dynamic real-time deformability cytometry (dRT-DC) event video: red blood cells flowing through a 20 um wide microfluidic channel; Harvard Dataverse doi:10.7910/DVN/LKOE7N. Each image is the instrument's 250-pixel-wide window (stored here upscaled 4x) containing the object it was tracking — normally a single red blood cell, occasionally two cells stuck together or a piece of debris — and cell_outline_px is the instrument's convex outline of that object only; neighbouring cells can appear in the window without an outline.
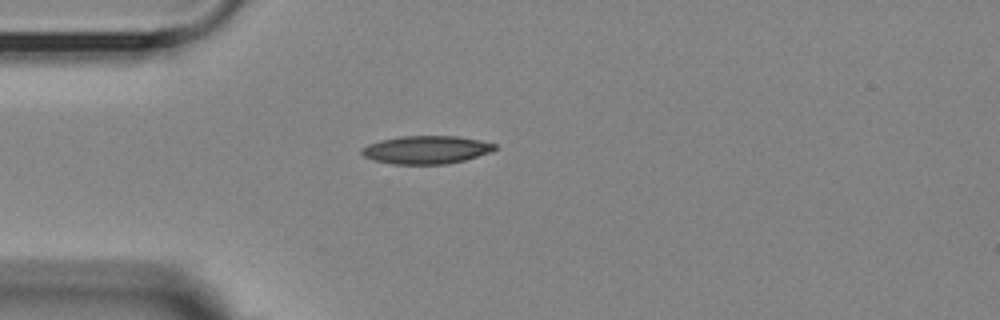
{"species": "Egyptian fruit bat (a non-hibernating species)", "species_latin": "Rousettus aegyptiacus", "temperature_condition": "room temperature", "stored_images_in_passage": 21, "camera_frame_rate_fps": 3000, "um_per_image_px": 0.085, "animal": {"sex": "female"}, "frame": {"image": 1, "passage_image": 1, "time_ms": 0.0, "image_size_px": [1000, 320], "cell_outline_px": [[496, 148], [492, 152], [464, 160], [448, 164], [392, 164], [372, 160], [364, 156], [360, 152], [360, 148], [368, 144], [380, 140], [400, 136], [456, 136], [480, 140], [496, 144]], "centroid_in_image_um": [36.21, 12.73], "position_along_channel_um": 48.8, "area_um2": 21.91}}
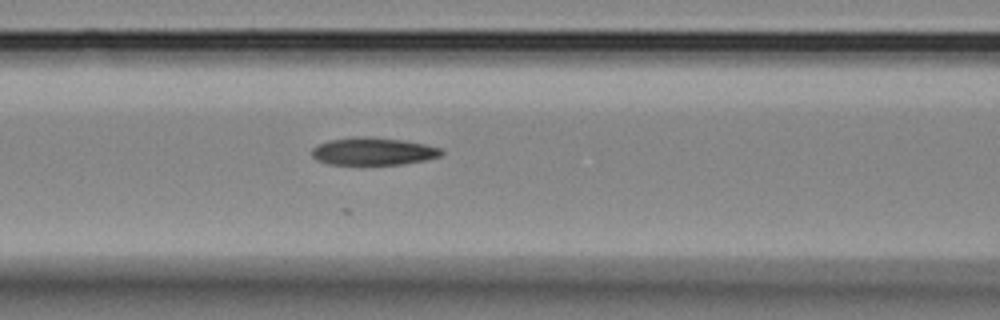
{"frame": {"image": 2, "passage_image": 9, "time_ms": 2.667, "image_size_px": [1000, 320], "cell_outline_px": [[444, 152], [440, 156], [424, 160], [404, 164], [328, 164], [316, 160], [312, 156], [312, 148], [316, 144], [328, 140], [356, 136], [372, 136], [404, 140], [424, 144], [440, 148]], "centroid_in_image_um": [31.68, 12.85], "position_along_channel_um": 134.9, "area_um2": 20.98}}
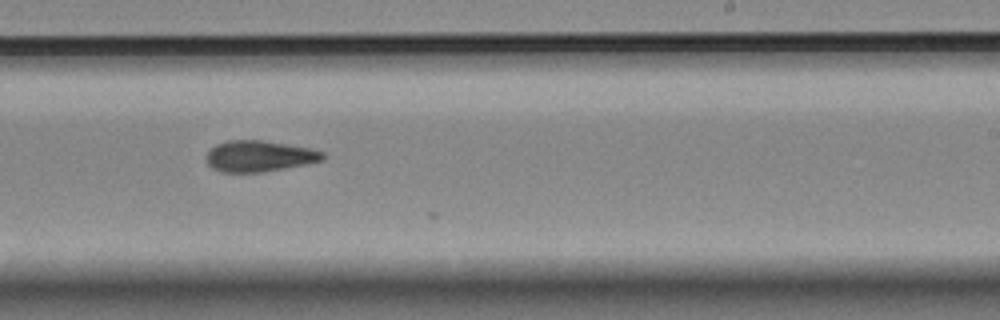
{"frame": {"image": 3, "passage_image": 20, "time_ms": 6.333, "image_size_px": [1000, 320], "cell_outline_px": [[324, 160], [284, 168], [260, 172], [220, 172], [212, 168], [208, 164], [208, 152], [216, 144], [228, 140], [260, 140], [312, 148], [324, 152]], "centroid_in_image_um": [22.05, 13.27], "position_along_channel_um": 267.0, "area_um2": 20.87}}